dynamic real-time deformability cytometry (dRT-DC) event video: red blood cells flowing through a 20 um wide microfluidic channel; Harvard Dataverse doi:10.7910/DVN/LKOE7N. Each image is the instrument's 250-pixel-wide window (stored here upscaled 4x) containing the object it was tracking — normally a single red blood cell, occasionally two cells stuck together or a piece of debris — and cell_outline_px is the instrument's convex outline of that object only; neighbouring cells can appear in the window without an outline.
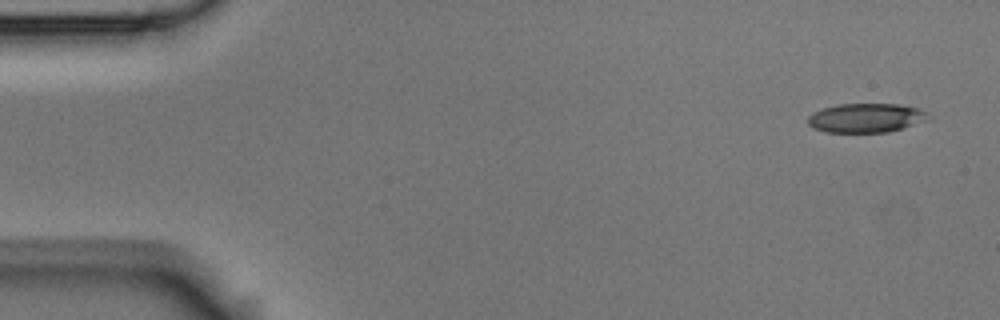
{"species": "Egyptian fruit bat (a non-hibernating species)", "species_latin": "Rousettus aegyptiacus", "temperature_condition": "room temperature", "stored_images_in_passage": 4, "camera_frame_rate_fps": 3000, "um_per_image_px": 0.085, "animal": {"sex": "male"}, "frame": {"image": 1, "passage_image": 1, "time_ms": 0.0, "image_size_px": [1000, 320], "cell_outline_px": [[924, 112], [912, 124], [888, 132], [824, 132], [812, 128], [808, 124], [808, 116], [812, 112], [824, 108], [840, 104], [900, 104], [920, 108]], "centroid_in_image_um": [73.41, 10.02], "position_along_channel_um": 11.6, "area_um2": 19.71}}
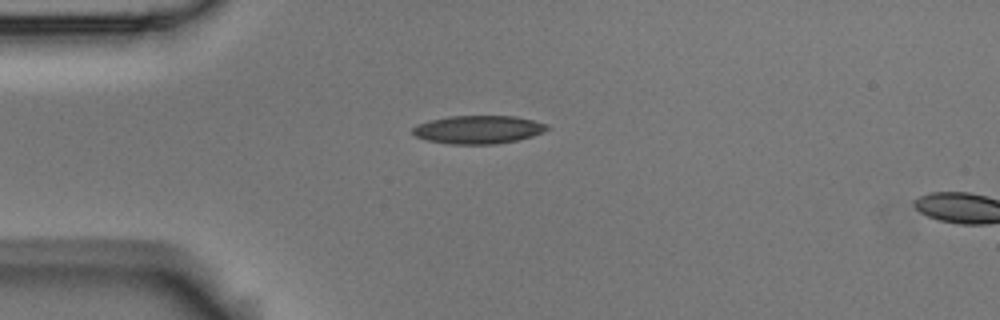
{"frame": {"image": 2, "passage_image": 3, "time_ms": 0.667, "image_size_px": [1000, 320], "cell_outline_px": [[552, 128], [544, 132], [532, 136], [516, 140], [496, 144], [452, 144], [428, 140], [416, 136], [412, 132], [412, 128], [416, 124], [428, 120], [448, 116], [516, 116], [548, 124]], "centroid_in_image_um": [40.67, 11.0], "position_along_channel_um": 44.3, "area_um2": 22.2}}